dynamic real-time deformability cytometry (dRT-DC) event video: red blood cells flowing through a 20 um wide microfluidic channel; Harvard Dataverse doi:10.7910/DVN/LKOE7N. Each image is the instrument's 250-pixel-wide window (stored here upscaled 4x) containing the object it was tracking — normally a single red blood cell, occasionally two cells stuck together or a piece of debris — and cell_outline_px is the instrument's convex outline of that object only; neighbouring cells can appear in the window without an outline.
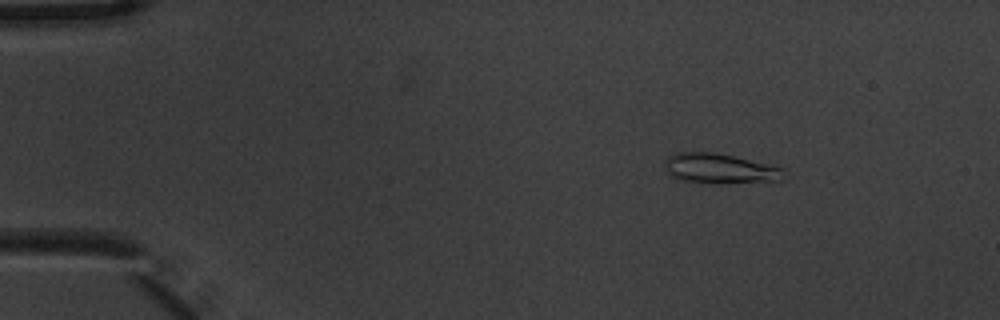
{"species": "common noctule bat (a hibernating species)", "species_latin": "Nyctalus noctula", "temperature_condition": "warm", "stored_images_in_passage": 5, "camera_frame_rate_fps": 3000, "um_per_image_px": 0.085, "animal": {"sex": "male", "body_mass_g": 20.1, "forearm_length_mm": 53.5}, "frame": {"image": 1, "passage_image": 2, "time_ms": 0.333, "image_size_px": [1000, 320], "cell_outline_px": [[784, 180], [712, 184], [680, 180], [672, 176], [668, 172], [664, 164], [664, 160], [668, 156], [676, 152], [712, 152], [732, 156], [780, 168]], "centroid_in_image_um": [61.08, 14.34], "position_along_channel_um": 23.9, "area_um2": 20.46}}